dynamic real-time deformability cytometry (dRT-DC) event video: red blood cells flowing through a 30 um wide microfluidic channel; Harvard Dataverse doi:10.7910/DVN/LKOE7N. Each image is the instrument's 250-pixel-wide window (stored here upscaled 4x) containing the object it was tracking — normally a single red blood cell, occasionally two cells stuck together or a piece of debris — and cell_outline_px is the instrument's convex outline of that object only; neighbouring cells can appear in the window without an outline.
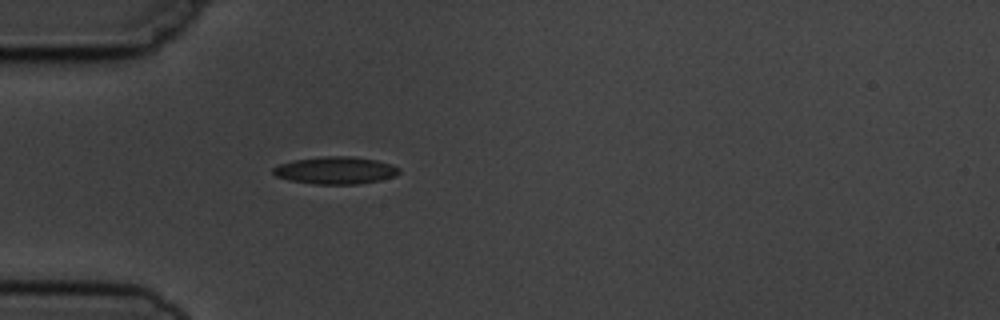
{"species": "common noctule bat (a hibernating species)", "species_latin": "Nyctalus noctula", "temperature_condition": "cold", "stored_images_in_passage": 3, "camera_frame_rate_fps": 3000, "um_per_image_px": 0.085, "animal": {"sex": "male", "body_mass_g": 19.5, "forearm_length_mm": 54.6}, "frame": {"image": 1, "passage_image": 3, "time_ms": 2.333, "image_size_px": [1000, 320], "cell_outline_px": [[400, 172], [396, 176], [380, 180], [356, 184], [312, 184], [288, 180], [276, 176], [272, 172], [272, 168], [280, 164], [292, 160], [324, 156], [352, 156], [376, 160], [392, 164], [400, 168]], "centroid_in_image_um": [28.52, 14.48], "position_along_channel_um": 56.5, "area_um2": 20.23}}